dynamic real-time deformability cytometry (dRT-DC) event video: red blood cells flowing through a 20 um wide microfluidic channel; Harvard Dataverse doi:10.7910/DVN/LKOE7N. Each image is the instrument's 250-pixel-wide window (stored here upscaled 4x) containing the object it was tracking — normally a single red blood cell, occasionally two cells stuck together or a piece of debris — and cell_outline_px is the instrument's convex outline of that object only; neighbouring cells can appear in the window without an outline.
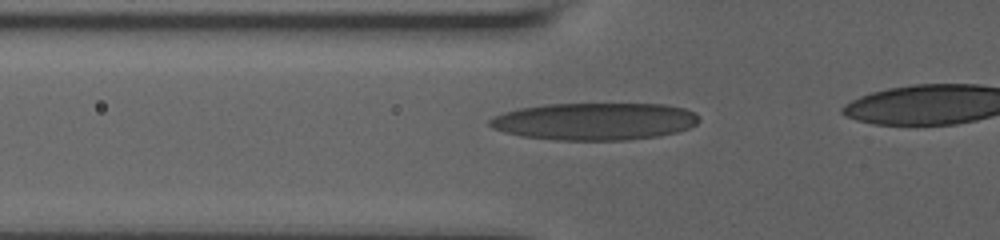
{"species": "human", "species_latin": "Homo sapiens", "temperature_condition": "room temperature", "stored_images_in_passage": 43, "camera_frame_rate_fps": 3000, "um_per_image_px": 0.085, "donor": {"sex": "male"}, "frame": {"image": 1, "passage_image": 14, "time_ms": 4.333, "image_size_px": [1000, 240], "cell_outline_px": [[700, 120], [696, 124], [688, 128], [676, 132], [660, 136], [628, 140], [556, 140], [520, 136], [504, 132], [492, 128], [488, 124], [488, 120], [492, 116], [504, 112], [520, 108], [544, 104], [664, 104], [684, 108], [696, 112], [700, 116]], "centroid_in_image_um": [50.54, 10.32], "position_along_channel_um": 75.3, "area_um2": 45.89}}
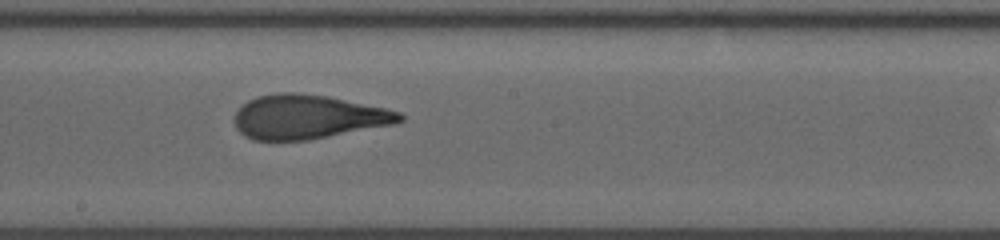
{"frame": {"image": 2, "passage_image": 26, "time_ms": 8.333, "image_size_px": [1000, 240], "cell_outline_px": [[404, 120], [396, 124], [308, 140], [252, 140], [244, 136], [236, 128], [236, 112], [248, 100], [256, 96], [276, 92], [296, 92], [328, 96], [384, 108], [400, 112], [404, 116]], "centroid_in_image_um": [26.18, 9.93], "position_along_channel_um": 222.0, "area_um2": 42.48}}
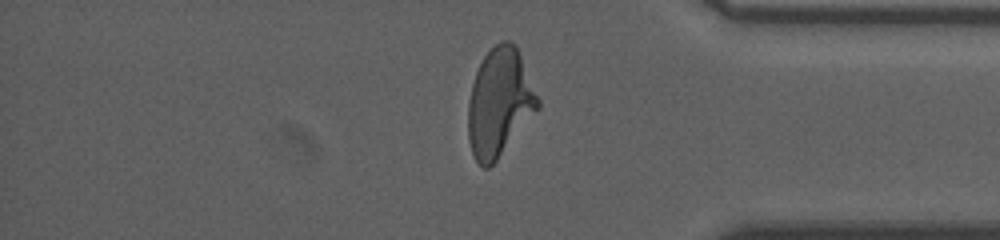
{"frame": {"image": 3, "passage_image": 41, "time_ms": 13.333, "image_size_px": [1000, 240], "cell_outline_px": [[540, 108], [496, 160], [488, 168], [484, 168], [476, 160], [472, 152], [468, 140], [468, 104], [472, 84], [476, 72], [484, 56], [500, 40], [508, 40], [516, 44], [540, 100]], "centroid_in_image_um": [42.47, 8.7], "position_along_channel_um": 392.7, "area_um2": 43.7}}